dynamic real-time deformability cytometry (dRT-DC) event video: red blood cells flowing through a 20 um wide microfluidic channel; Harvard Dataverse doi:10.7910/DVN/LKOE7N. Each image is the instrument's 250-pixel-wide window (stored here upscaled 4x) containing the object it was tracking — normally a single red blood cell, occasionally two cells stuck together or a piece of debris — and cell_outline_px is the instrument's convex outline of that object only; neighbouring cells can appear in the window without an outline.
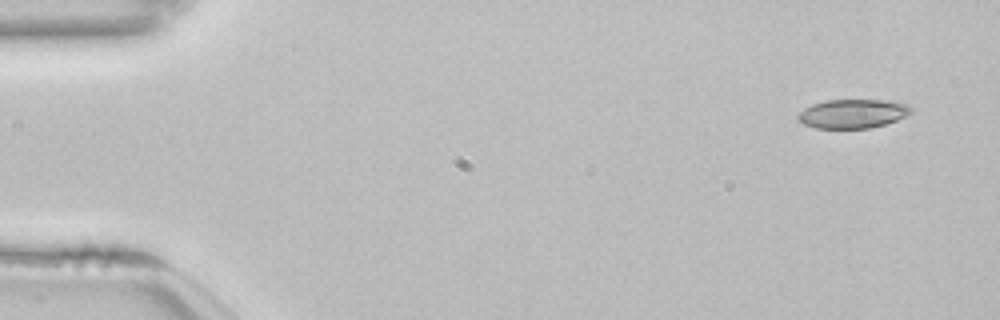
{"species": "common noctule bat (a hibernating species)", "species_latin": "Nyctalus noctula", "temperature_condition": "room temperature", "stored_images_in_passage": 11, "camera_frame_rate_fps": 3000, "um_per_image_px": 0.085, "animal": {"sex": "female", "body_mass_g": 22.7, "forearm_length_mm": 54.2}, "frame": {"image": 1, "passage_image": 1, "time_ms": 0.0, "image_size_px": [1000, 320], "cell_outline_px": [[912, 112], [896, 120], [884, 124], [868, 128], [816, 128], [804, 124], [796, 120], [796, 116], [804, 108], [812, 104], [824, 100], [884, 100], [908, 104], [912, 108]], "centroid_in_image_um": [72.44, 9.66], "position_along_channel_um": 12.6, "area_um2": 19.07}}